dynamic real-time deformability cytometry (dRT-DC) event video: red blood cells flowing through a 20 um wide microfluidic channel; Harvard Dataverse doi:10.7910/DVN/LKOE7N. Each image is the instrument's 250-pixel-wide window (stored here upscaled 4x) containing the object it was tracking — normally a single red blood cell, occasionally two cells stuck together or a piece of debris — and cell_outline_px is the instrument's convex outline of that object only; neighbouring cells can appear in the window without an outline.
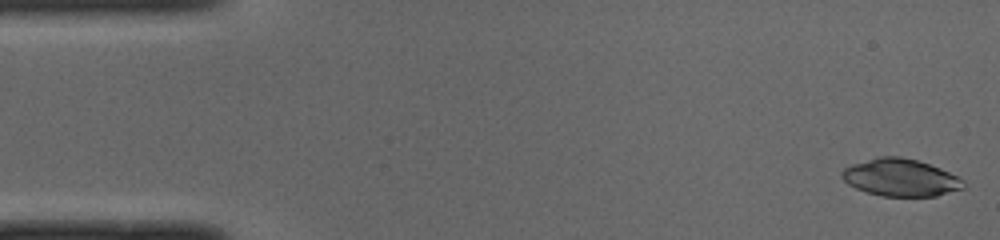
{"species": "common noctule bat (a hibernating species)", "species_latin": "Nyctalus noctula", "temperature_condition": "cold", "stored_images_in_passage": 9, "camera_frame_rate_fps": 3000, "um_per_image_px": 0.085, "animal": {"sex": "male", "body_mass_g": 19.0, "forearm_length_mm": 50.8}, "frame": {"image": 1, "passage_image": 1, "time_ms": 0.0, "image_size_px": [1000, 240], "cell_outline_px": [[964, 188], [936, 196], [880, 196], [856, 188], [848, 184], [840, 176], [840, 172], [844, 168], [852, 164], [880, 156], [900, 156], [916, 160], [940, 168], [964, 180]], "centroid_in_image_um": [76.52, 15.09], "position_along_channel_um": 8.5, "area_um2": 26.3}}